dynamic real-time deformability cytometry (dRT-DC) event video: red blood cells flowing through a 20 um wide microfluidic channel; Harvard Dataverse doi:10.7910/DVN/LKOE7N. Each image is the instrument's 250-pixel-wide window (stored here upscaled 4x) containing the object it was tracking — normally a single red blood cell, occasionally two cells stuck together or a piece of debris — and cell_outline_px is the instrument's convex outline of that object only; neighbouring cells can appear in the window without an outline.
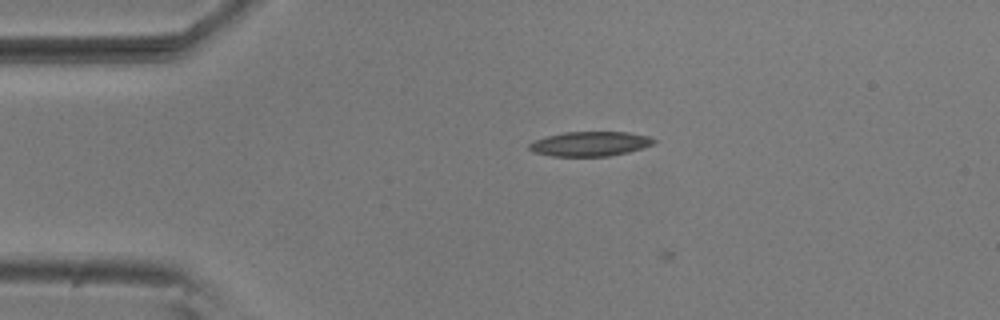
{"species": "common noctule bat (a hibernating species)", "species_latin": "Nyctalus noctula", "temperature_condition": "room temperature", "stored_images_in_passage": 7, "camera_frame_rate_fps": 3000, "um_per_image_px": 0.085, "animal": {"sex": "male", "body_mass_g": 20.5, "forearm_length_mm": 52.5}, "frame": {"image": 1, "passage_image": 6, "time_ms": 1.667, "image_size_px": [1000, 320], "cell_outline_px": [[656, 140], [652, 144], [644, 148], [628, 152], [608, 156], [552, 156], [532, 152], [528, 148], [528, 144], [536, 140], [548, 136], [564, 132], [628, 132], [648, 136]], "centroid_in_image_um": [50.15, 12.23], "position_along_channel_um": 34.9, "area_um2": 17.8}}